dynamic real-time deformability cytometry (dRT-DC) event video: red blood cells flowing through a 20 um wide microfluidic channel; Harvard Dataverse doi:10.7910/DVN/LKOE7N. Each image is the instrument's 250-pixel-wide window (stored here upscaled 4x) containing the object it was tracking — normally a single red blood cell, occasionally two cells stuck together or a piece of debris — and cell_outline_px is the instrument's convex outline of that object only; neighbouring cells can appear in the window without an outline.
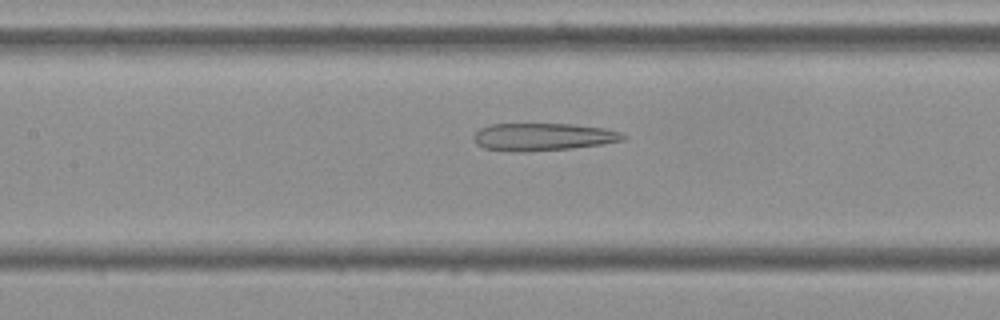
{"species": "Egyptian fruit bat (a non-hibernating species)", "species_latin": "Rousettus aegyptiacus", "temperature_condition": "cold", "stored_images_in_passage": 54, "camera_frame_rate_fps": 3000, "um_per_image_px": 0.085, "frame": {"image": 1, "passage_image": 24, "time_ms": 7.667, "image_size_px": [1000, 320], "cell_outline_px": [[628, 136], [624, 140], [604, 144], [572, 148], [528, 152], [512, 152], [484, 148], [476, 144], [472, 136], [480, 128], [492, 124], [572, 124], [604, 128], [620, 132]], "centroid_in_image_um": [46.15, 11.64], "position_along_channel_um": 161.2, "area_um2": 24.22}}
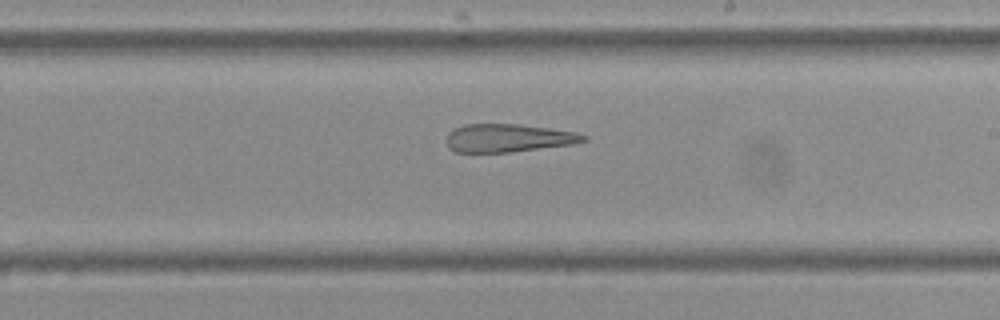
{"frame": {"image": 2, "passage_image": 31, "time_ms": 10.0, "image_size_px": [1000, 320], "cell_outline_px": [[588, 140], [572, 144], [508, 152], [456, 152], [448, 148], [448, 132], [464, 124], [520, 124], [576, 132], [588, 136]], "centroid_in_image_um": [43.21, 11.72], "position_along_channel_um": 245.8, "area_um2": 22.25}}
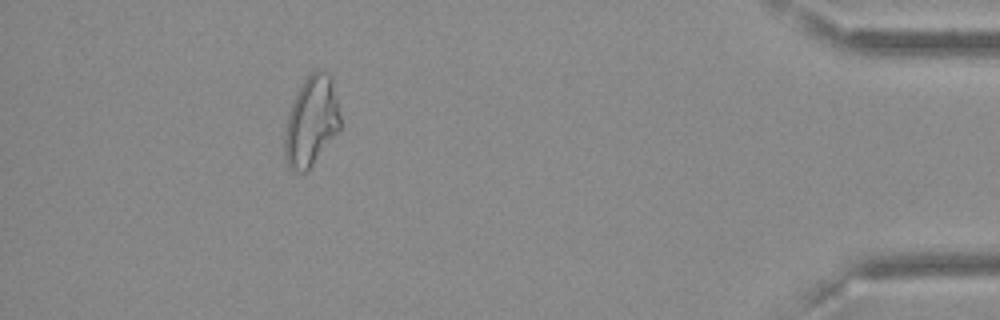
{"frame": {"image": 3, "passage_image": 49, "time_ms": 16.0, "image_size_px": [1000, 320], "cell_outline_px": [[340, 132], [312, 164], [304, 172], [292, 172], [288, 168], [284, 156], [284, 132], [288, 112], [292, 100], [300, 84], [316, 68], [320, 68], [332, 80], [340, 116]], "centroid_in_image_um": [26.43, 10.33], "position_along_channel_um": 408.8, "area_um2": 29.42}, "authors_computed_cell_mechanics": {"area_um2": 27.9463, "velocity_mm_per_s": 3.6362, "shape_relaxation_time_tau1_ms": null, "shape_relaxation_time_tau2_ms": 8.6922, "deformation_change_tau1": null, "deformation_change_tau2": 0.2698}}